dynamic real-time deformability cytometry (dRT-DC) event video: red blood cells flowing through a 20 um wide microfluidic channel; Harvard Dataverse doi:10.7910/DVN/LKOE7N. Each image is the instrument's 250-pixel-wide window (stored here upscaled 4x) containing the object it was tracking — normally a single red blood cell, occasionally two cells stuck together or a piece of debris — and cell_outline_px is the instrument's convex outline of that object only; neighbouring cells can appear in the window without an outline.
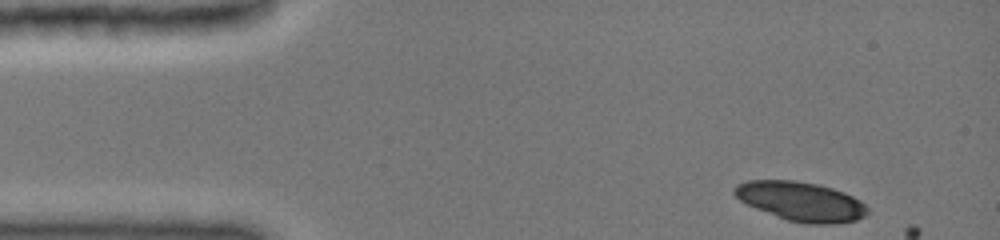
{"species": "common noctule bat (a hibernating species)", "species_latin": "Nyctalus noctula", "temperature_condition": "cold", "stored_images_in_passage": 2, "camera_frame_rate_fps": 3000, "um_per_image_px": 0.085, "animal": {"sex": "female", "body_mass_g": 19.0, "forearm_length_mm": 51.5}, "frame": {"image": 1, "passage_image": 1, "time_ms": 0.0, "image_size_px": [1000, 240], "cell_outline_px": [[868, 212], [864, 216], [856, 220], [836, 224], [808, 224], [788, 220], [756, 208], [740, 200], [732, 192], [732, 188], [736, 184], [748, 180], [796, 180], [820, 184], [844, 192], [860, 200], [868, 208]], "centroid_in_image_um": [68.08, 17.1], "position_along_channel_um": 16.9, "area_um2": 30.46}}